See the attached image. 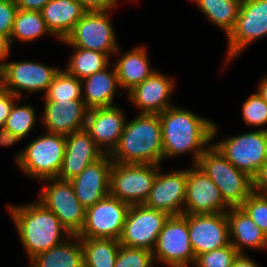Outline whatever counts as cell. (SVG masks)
I'll return each mask as SVG.
<instances>
[{
    "label": "cell",
    "mask_w": 267,
    "mask_h": 267,
    "mask_svg": "<svg viewBox=\"0 0 267 267\" xmlns=\"http://www.w3.org/2000/svg\"><path fill=\"white\" fill-rule=\"evenodd\" d=\"M6 206L28 261L72 236L54 213L38 200Z\"/></svg>",
    "instance_id": "cell-2"
},
{
    "label": "cell",
    "mask_w": 267,
    "mask_h": 267,
    "mask_svg": "<svg viewBox=\"0 0 267 267\" xmlns=\"http://www.w3.org/2000/svg\"><path fill=\"white\" fill-rule=\"evenodd\" d=\"M10 51L9 39L0 33V64L10 57Z\"/></svg>",
    "instance_id": "cell-44"
},
{
    "label": "cell",
    "mask_w": 267,
    "mask_h": 267,
    "mask_svg": "<svg viewBox=\"0 0 267 267\" xmlns=\"http://www.w3.org/2000/svg\"><path fill=\"white\" fill-rule=\"evenodd\" d=\"M187 222L195 257L230 243L226 212L187 214Z\"/></svg>",
    "instance_id": "cell-16"
},
{
    "label": "cell",
    "mask_w": 267,
    "mask_h": 267,
    "mask_svg": "<svg viewBox=\"0 0 267 267\" xmlns=\"http://www.w3.org/2000/svg\"><path fill=\"white\" fill-rule=\"evenodd\" d=\"M113 11H86L70 34L60 42L70 47L107 54H120L111 15Z\"/></svg>",
    "instance_id": "cell-6"
},
{
    "label": "cell",
    "mask_w": 267,
    "mask_h": 267,
    "mask_svg": "<svg viewBox=\"0 0 267 267\" xmlns=\"http://www.w3.org/2000/svg\"><path fill=\"white\" fill-rule=\"evenodd\" d=\"M60 71L56 67L47 66L33 60L3 61L0 72L3 78L4 90L19 98L25 97L23 92L44 91V95L55 75Z\"/></svg>",
    "instance_id": "cell-12"
},
{
    "label": "cell",
    "mask_w": 267,
    "mask_h": 267,
    "mask_svg": "<svg viewBox=\"0 0 267 267\" xmlns=\"http://www.w3.org/2000/svg\"><path fill=\"white\" fill-rule=\"evenodd\" d=\"M117 163L161 165L164 160L159 114H137L126 120L119 144L110 154Z\"/></svg>",
    "instance_id": "cell-3"
},
{
    "label": "cell",
    "mask_w": 267,
    "mask_h": 267,
    "mask_svg": "<svg viewBox=\"0 0 267 267\" xmlns=\"http://www.w3.org/2000/svg\"><path fill=\"white\" fill-rule=\"evenodd\" d=\"M257 88V93L267 103V76L261 78Z\"/></svg>",
    "instance_id": "cell-45"
},
{
    "label": "cell",
    "mask_w": 267,
    "mask_h": 267,
    "mask_svg": "<svg viewBox=\"0 0 267 267\" xmlns=\"http://www.w3.org/2000/svg\"><path fill=\"white\" fill-rule=\"evenodd\" d=\"M44 35H52V33L47 28L41 11L17 10L9 38L10 47L16 40L30 43Z\"/></svg>",
    "instance_id": "cell-31"
},
{
    "label": "cell",
    "mask_w": 267,
    "mask_h": 267,
    "mask_svg": "<svg viewBox=\"0 0 267 267\" xmlns=\"http://www.w3.org/2000/svg\"><path fill=\"white\" fill-rule=\"evenodd\" d=\"M168 218L166 212L148 208L144 204L130 205L119 239L120 244L152 251Z\"/></svg>",
    "instance_id": "cell-14"
},
{
    "label": "cell",
    "mask_w": 267,
    "mask_h": 267,
    "mask_svg": "<svg viewBox=\"0 0 267 267\" xmlns=\"http://www.w3.org/2000/svg\"><path fill=\"white\" fill-rule=\"evenodd\" d=\"M160 166L113 162L110 170L109 194L129 205L144 204Z\"/></svg>",
    "instance_id": "cell-7"
},
{
    "label": "cell",
    "mask_w": 267,
    "mask_h": 267,
    "mask_svg": "<svg viewBox=\"0 0 267 267\" xmlns=\"http://www.w3.org/2000/svg\"><path fill=\"white\" fill-rule=\"evenodd\" d=\"M241 107L242 120L249 128L256 127L257 130H261V128L267 130L266 127L264 128L267 124V103L257 92L251 94Z\"/></svg>",
    "instance_id": "cell-34"
},
{
    "label": "cell",
    "mask_w": 267,
    "mask_h": 267,
    "mask_svg": "<svg viewBox=\"0 0 267 267\" xmlns=\"http://www.w3.org/2000/svg\"><path fill=\"white\" fill-rule=\"evenodd\" d=\"M267 36V0H244L227 38L225 66L254 41Z\"/></svg>",
    "instance_id": "cell-10"
},
{
    "label": "cell",
    "mask_w": 267,
    "mask_h": 267,
    "mask_svg": "<svg viewBox=\"0 0 267 267\" xmlns=\"http://www.w3.org/2000/svg\"><path fill=\"white\" fill-rule=\"evenodd\" d=\"M84 267H114L120 242L111 238H80Z\"/></svg>",
    "instance_id": "cell-30"
},
{
    "label": "cell",
    "mask_w": 267,
    "mask_h": 267,
    "mask_svg": "<svg viewBox=\"0 0 267 267\" xmlns=\"http://www.w3.org/2000/svg\"><path fill=\"white\" fill-rule=\"evenodd\" d=\"M63 163L57 178L71 180L104 153L85 129L74 131L65 137Z\"/></svg>",
    "instance_id": "cell-21"
},
{
    "label": "cell",
    "mask_w": 267,
    "mask_h": 267,
    "mask_svg": "<svg viewBox=\"0 0 267 267\" xmlns=\"http://www.w3.org/2000/svg\"><path fill=\"white\" fill-rule=\"evenodd\" d=\"M73 49L64 70L80 80L104 70L111 64L107 54L78 47H73Z\"/></svg>",
    "instance_id": "cell-32"
},
{
    "label": "cell",
    "mask_w": 267,
    "mask_h": 267,
    "mask_svg": "<svg viewBox=\"0 0 267 267\" xmlns=\"http://www.w3.org/2000/svg\"><path fill=\"white\" fill-rule=\"evenodd\" d=\"M113 65L119 87L127 92L157 71L151 67L147 48L141 44L120 55Z\"/></svg>",
    "instance_id": "cell-26"
},
{
    "label": "cell",
    "mask_w": 267,
    "mask_h": 267,
    "mask_svg": "<svg viewBox=\"0 0 267 267\" xmlns=\"http://www.w3.org/2000/svg\"><path fill=\"white\" fill-rule=\"evenodd\" d=\"M43 96L44 101H83L81 80L60 69Z\"/></svg>",
    "instance_id": "cell-33"
},
{
    "label": "cell",
    "mask_w": 267,
    "mask_h": 267,
    "mask_svg": "<svg viewBox=\"0 0 267 267\" xmlns=\"http://www.w3.org/2000/svg\"><path fill=\"white\" fill-rule=\"evenodd\" d=\"M17 10L16 0H0V33L8 39L11 36Z\"/></svg>",
    "instance_id": "cell-38"
},
{
    "label": "cell",
    "mask_w": 267,
    "mask_h": 267,
    "mask_svg": "<svg viewBox=\"0 0 267 267\" xmlns=\"http://www.w3.org/2000/svg\"><path fill=\"white\" fill-rule=\"evenodd\" d=\"M41 181L45 185L37 200L54 213L71 235H78L84 226L86 208L76 197L70 180L55 177Z\"/></svg>",
    "instance_id": "cell-8"
},
{
    "label": "cell",
    "mask_w": 267,
    "mask_h": 267,
    "mask_svg": "<svg viewBox=\"0 0 267 267\" xmlns=\"http://www.w3.org/2000/svg\"><path fill=\"white\" fill-rule=\"evenodd\" d=\"M85 12L78 0H50L41 10L47 28L59 41L65 40Z\"/></svg>",
    "instance_id": "cell-25"
},
{
    "label": "cell",
    "mask_w": 267,
    "mask_h": 267,
    "mask_svg": "<svg viewBox=\"0 0 267 267\" xmlns=\"http://www.w3.org/2000/svg\"><path fill=\"white\" fill-rule=\"evenodd\" d=\"M210 22L222 29L227 37L240 12V0H191Z\"/></svg>",
    "instance_id": "cell-29"
},
{
    "label": "cell",
    "mask_w": 267,
    "mask_h": 267,
    "mask_svg": "<svg viewBox=\"0 0 267 267\" xmlns=\"http://www.w3.org/2000/svg\"><path fill=\"white\" fill-rule=\"evenodd\" d=\"M218 187L230 207H239L253 192V178L237 169L212 143L196 164Z\"/></svg>",
    "instance_id": "cell-4"
},
{
    "label": "cell",
    "mask_w": 267,
    "mask_h": 267,
    "mask_svg": "<svg viewBox=\"0 0 267 267\" xmlns=\"http://www.w3.org/2000/svg\"><path fill=\"white\" fill-rule=\"evenodd\" d=\"M130 205L110 194L86 208L80 238L120 239Z\"/></svg>",
    "instance_id": "cell-13"
},
{
    "label": "cell",
    "mask_w": 267,
    "mask_h": 267,
    "mask_svg": "<svg viewBox=\"0 0 267 267\" xmlns=\"http://www.w3.org/2000/svg\"><path fill=\"white\" fill-rule=\"evenodd\" d=\"M17 99H19V97L9 91L3 90L0 93V131L2 130L6 119L10 114L11 108Z\"/></svg>",
    "instance_id": "cell-39"
},
{
    "label": "cell",
    "mask_w": 267,
    "mask_h": 267,
    "mask_svg": "<svg viewBox=\"0 0 267 267\" xmlns=\"http://www.w3.org/2000/svg\"><path fill=\"white\" fill-rule=\"evenodd\" d=\"M4 90V86H3V78H2V74L0 72V93Z\"/></svg>",
    "instance_id": "cell-46"
},
{
    "label": "cell",
    "mask_w": 267,
    "mask_h": 267,
    "mask_svg": "<svg viewBox=\"0 0 267 267\" xmlns=\"http://www.w3.org/2000/svg\"><path fill=\"white\" fill-rule=\"evenodd\" d=\"M81 84L83 102L88 110L115 106V95L122 96L121 92L117 93L120 87L113 64L81 80Z\"/></svg>",
    "instance_id": "cell-23"
},
{
    "label": "cell",
    "mask_w": 267,
    "mask_h": 267,
    "mask_svg": "<svg viewBox=\"0 0 267 267\" xmlns=\"http://www.w3.org/2000/svg\"><path fill=\"white\" fill-rule=\"evenodd\" d=\"M164 159L192 154L197 164L203 152L217 137L219 127L183 107L171 106L159 114Z\"/></svg>",
    "instance_id": "cell-1"
},
{
    "label": "cell",
    "mask_w": 267,
    "mask_h": 267,
    "mask_svg": "<svg viewBox=\"0 0 267 267\" xmlns=\"http://www.w3.org/2000/svg\"><path fill=\"white\" fill-rule=\"evenodd\" d=\"M29 262L31 267H84L80 237L72 235L63 243L36 255Z\"/></svg>",
    "instance_id": "cell-28"
},
{
    "label": "cell",
    "mask_w": 267,
    "mask_h": 267,
    "mask_svg": "<svg viewBox=\"0 0 267 267\" xmlns=\"http://www.w3.org/2000/svg\"><path fill=\"white\" fill-rule=\"evenodd\" d=\"M226 215L229 223L230 244L239 253H245V247L251 250L267 249V235L240 206L231 207Z\"/></svg>",
    "instance_id": "cell-24"
},
{
    "label": "cell",
    "mask_w": 267,
    "mask_h": 267,
    "mask_svg": "<svg viewBox=\"0 0 267 267\" xmlns=\"http://www.w3.org/2000/svg\"><path fill=\"white\" fill-rule=\"evenodd\" d=\"M230 208L212 180L196 164H192V168L187 169L183 214L223 213Z\"/></svg>",
    "instance_id": "cell-15"
},
{
    "label": "cell",
    "mask_w": 267,
    "mask_h": 267,
    "mask_svg": "<svg viewBox=\"0 0 267 267\" xmlns=\"http://www.w3.org/2000/svg\"><path fill=\"white\" fill-rule=\"evenodd\" d=\"M65 145V136L46 131L17 152L14 162L31 179H39L40 182L55 178L63 163Z\"/></svg>",
    "instance_id": "cell-5"
},
{
    "label": "cell",
    "mask_w": 267,
    "mask_h": 267,
    "mask_svg": "<svg viewBox=\"0 0 267 267\" xmlns=\"http://www.w3.org/2000/svg\"><path fill=\"white\" fill-rule=\"evenodd\" d=\"M152 251L120 245L114 267H154Z\"/></svg>",
    "instance_id": "cell-36"
},
{
    "label": "cell",
    "mask_w": 267,
    "mask_h": 267,
    "mask_svg": "<svg viewBox=\"0 0 267 267\" xmlns=\"http://www.w3.org/2000/svg\"><path fill=\"white\" fill-rule=\"evenodd\" d=\"M22 98L15 101L10 114L0 131V146L9 147L24 139L36 126L37 113L28 103L20 104ZM19 102V103H18Z\"/></svg>",
    "instance_id": "cell-27"
},
{
    "label": "cell",
    "mask_w": 267,
    "mask_h": 267,
    "mask_svg": "<svg viewBox=\"0 0 267 267\" xmlns=\"http://www.w3.org/2000/svg\"><path fill=\"white\" fill-rule=\"evenodd\" d=\"M50 0H16L18 9L41 11Z\"/></svg>",
    "instance_id": "cell-42"
},
{
    "label": "cell",
    "mask_w": 267,
    "mask_h": 267,
    "mask_svg": "<svg viewBox=\"0 0 267 267\" xmlns=\"http://www.w3.org/2000/svg\"><path fill=\"white\" fill-rule=\"evenodd\" d=\"M233 267H261L246 253H239L235 258Z\"/></svg>",
    "instance_id": "cell-43"
},
{
    "label": "cell",
    "mask_w": 267,
    "mask_h": 267,
    "mask_svg": "<svg viewBox=\"0 0 267 267\" xmlns=\"http://www.w3.org/2000/svg\"><path fill=\"white\" fill-rule=\"evenodd\" d=\"M112 164L110 154H104L70 180L76 197L85 208L109 195Z\"/></svg>",
    "instance_id": "cell-20"
},
{
    "label": "cell",
    "mask_w": 267,
    "mask_h": 267,
    "mask_svg": "<svg viewBox=\"0 0 267 267\" xmlns=\"http://www.w3.org/2000/svg\"><path fill=\"white\" fill-rule=\"evenodd\" d=\"M152 256L154 262L167 267L193 266L195 255L189 239L187 214L169 216L157 236Z\"/></svg>",
    "instance_id": "cell-9"
},
{
    "label": "cell",
    "mask_w": 267,
    "mask_h": 267,
    "mask_svg": "<svg viewBox=\"0 0 267 267\" xmlns=\"http://www.w3.org/2000/svg\"><path fill=\"white\" fill-rule=\"evenodd\" d=\"M239 252L230 243L195 257L193 267H233Z\"/></svg>",
    "instance_id": "cell-35"
},
{
    "label": "cell",
    "mask_w": 267,
    "mask_h": 267,
    "mask_svg": "<svg viewBox=\"0 0 267 267\" xmlns=\"http://www.w3.org/2000/svg\"><path fill=\"white\" fill-rule=\"evenodd\" d=\"M119 106L89 109L84 129L104 154H111L120 141L126 123Z\"/></svg>",
    "instance_id": "cell-18"
},
{
    "label": "cell",
    "mask_w": 267,
    "mask_h": 267,
    "mask_svg": "<svg viewBox=\"0 0 267 267\" xmlns=\"http://www.w3.org/2000/svg\"><path fill=\"white\" fill-rule=\"evenodd\" d=\"M253 191L267 195V161L259 168L253 177Z\"/></svg>",
    "instance_id": "cell-41"
},
{
    "label": "cell",
    "mask_w": 267,
    "mask_h": 267,
    "mask_svg": "<svg viewBox=\"0 0 267 267\" xmlns=\"http://www.w3.org/2000/svg\"><path fill=\"white\" fill-rule=\"evenodd\" d=\"M41 121L47 132L67 136L84 129L88 109L83 101H44Z\"/></svg>",
    "instance_id": "cell-22"
},
{
    "label": "cell",
    "mask_w": 267,
    "mask_h": 267,
    "mask_svg": "<svg viewBox=\"0 0 267 267\" xmlns=\"http://www.w3.org/2000/svg\"><path fill=\"white\" fill-rule=\"evenodd\" d=\"M240 207L267 235V195L253 191Z\"/></svg>",
    "instance_id": "cell-37"
},
{
    "label": "cell",
    "mask_w": 267,
    "mask_h": 267,
    "mask_svg": "<svg viewBox=\"0 0 267 267\" xmlns=\"http://www.w3.org/2000/svg\"><path fill=\"white\" fill-rule=\"evenodd\" d=\"M86 11H112L120 0H78ZM136 1L137 0H131Z\"/></svg>",
    "instance_id": "cell-40"
},
{
    "label": "cell",
    "mask_w": 267,
    "mask_h": 267,
    "mask_svg": "<svg viewBox=\"0 0 267 267\" xmlns=\"http://www.w3.org/2000/svg\"><path fill=\"white\" fill-rule=\"evenodd\" d=\"M213 144L231 164L252 178L267 161V130L249 131Z\"/></svg>",
    "instance_id": "cell-11"
},
{
    "label": "cell",
    "mask_w": 267,
    "mask_h": 267,
    "mask_svg": "<svg viewBox=\"0 0 267 267\" xmlns=\"http://www.w3.org/2000/svg\"><path fill=\"white\" fill-rule=\"evenodd\" d=\"M161 170L162 168L158 170L144 205L166 212L169 216L182 215L186 197L187 169L168 173Z\"/></svg>",
    "instance_id": "cell-17"
},
{
    "label": "cell",
    "mask_w": 267,
    "mask_h": 267,
    "mask_svg": "<svg viewBox=\"0 0 267 267\" xmlns=\"http://www.w3.org/2000/svg\"><path fill=\"white\" fill-rule=\"evenodd\" d=\"M174 87L173 78L156 71L127 92V97L140 114H160L173 106Z\"/></svg>",
    "instance_id": "cell-19"
}]
</instances>
